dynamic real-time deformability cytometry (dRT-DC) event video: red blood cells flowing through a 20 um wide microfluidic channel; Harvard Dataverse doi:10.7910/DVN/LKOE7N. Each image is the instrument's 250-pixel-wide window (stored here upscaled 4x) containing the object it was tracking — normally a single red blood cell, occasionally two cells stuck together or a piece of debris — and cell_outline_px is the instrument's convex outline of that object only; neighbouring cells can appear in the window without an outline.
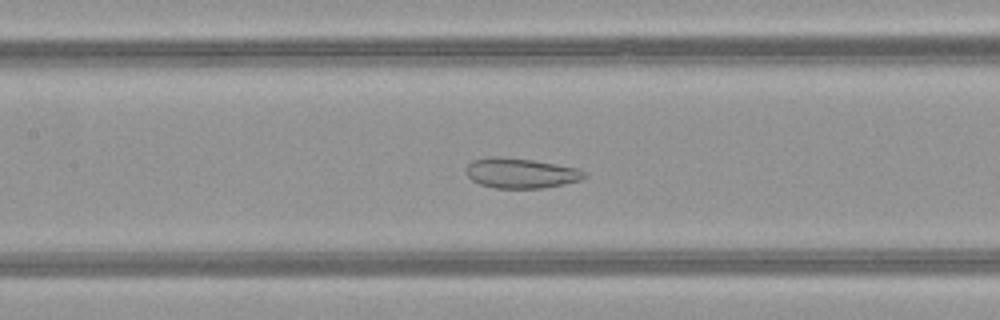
{"species": "common noctule bat (a hibernating species)", "species_latin": "Nyctalus noctula", "temperature_condition": "warm", "stored_images_in_passage": 49, "camera_frame_rate_fps": 3000, "um_per_image_px": 0.085, "animal": {"sex": "female", "body_mass_g": 21.9}, "frame": {"image": 1, "passage_image": 21, "time_ms": 6.667, "image_size_px": [1000, 320], "cell_outline_px": [[588, 176], [580, 180], [564, 184], [544, 188], [496, 188], [480, 184], [472, 180], [468, 176], [464, 168], [472, 160], [492, 156], [500, 156], [532, 160], [576, 168], [584, 172]], "centroid_in_image_um": [44.23, 14.71], "position_along_channel_um": 163.2, "area_um2": 20.69}}
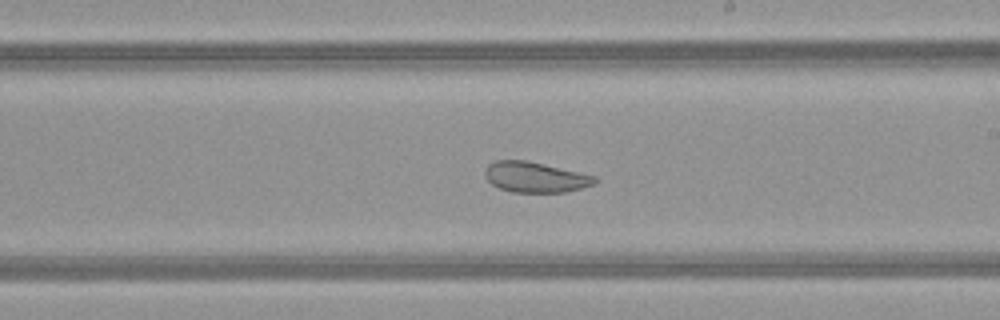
{"frame": {"image": 2, "passage_image": 27, "time_ms": 8.667, "image_size_px": [1000, 320], "cell_outline_px": [[596, 180], [592, 184], [580, 188], [564, 192], [512, 192], [500, 188], [492, 184], [484, 176], [484, 172], [488, 164], [496, 160], [524, 160], [596, 176]], "centroid_in_image_um": [45.43, 15.06], "position_along_channel_um": 243.6, "area_um2": 19.13}}
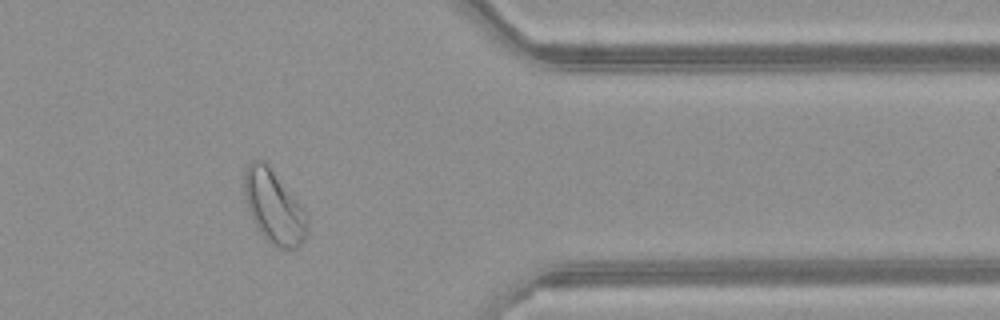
{"frame": {"image": 3, "passage_image": 39, "time_ms": 12.667, "image_size_px": [1000, 320], "cell_outline_px": [[308, 236], [300, 248], [280, 248], [272, 244], [260, 232], [248, 208], [244, 192], [244, 172], [248, 164], [252, 160], [264, 160], [272, 168], [304, 208], [308, 216]], "centroid_in_image_um": [23.33, 17.58], "position_along_channel_um": 388.1, "area_um2": 27.05}, "authors_computed_cell_mechanics": {"area_um2": 27.0504, "velocity_mm_per_s": 4.0265, "shape_relaxation_time_tau1_ms": null, "shape_relaxation_time_tau2_ms": 1.9321, "deformation_change_tau1": null, "deformation_change_tau2": 0.0768}}